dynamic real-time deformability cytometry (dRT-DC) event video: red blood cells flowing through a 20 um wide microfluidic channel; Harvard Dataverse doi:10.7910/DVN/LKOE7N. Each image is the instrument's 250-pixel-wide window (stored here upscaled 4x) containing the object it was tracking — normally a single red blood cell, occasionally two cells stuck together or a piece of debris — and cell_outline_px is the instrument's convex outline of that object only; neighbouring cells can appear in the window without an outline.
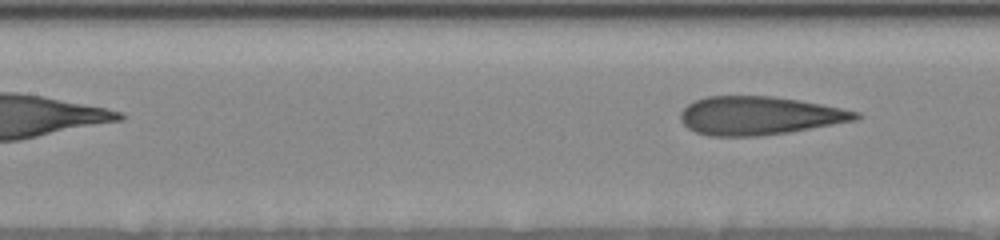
{"species": "human", "species_latin": "Homo sapiens", "temperature_condition": "room temperature", "stored_images_in_passage": 16, "segment_of_instrument_passage": [2, 2], "camera_frame_rate_fps": 3000, "um_per_image_px": 0.085, "donor": {"sex": "female"}, "frame": {"image": 1, "passage_image": 16, "time_ms": 5.0, "image_size_px": [1000, 240], "cell_outline_px": [[864, 116], [856, 120], [788, 132], [760, 136], [708, 136], [696, 132], [688, 128], [680, 120], [680, 112], [688, 104], [696, 100], [708, 96], [772, 96], [820, 104], [860, 112]], "centroid_in_image_um": [64.52, 9.83], "position_along_channel_um": 142.9, "area_um2": 39.02}}